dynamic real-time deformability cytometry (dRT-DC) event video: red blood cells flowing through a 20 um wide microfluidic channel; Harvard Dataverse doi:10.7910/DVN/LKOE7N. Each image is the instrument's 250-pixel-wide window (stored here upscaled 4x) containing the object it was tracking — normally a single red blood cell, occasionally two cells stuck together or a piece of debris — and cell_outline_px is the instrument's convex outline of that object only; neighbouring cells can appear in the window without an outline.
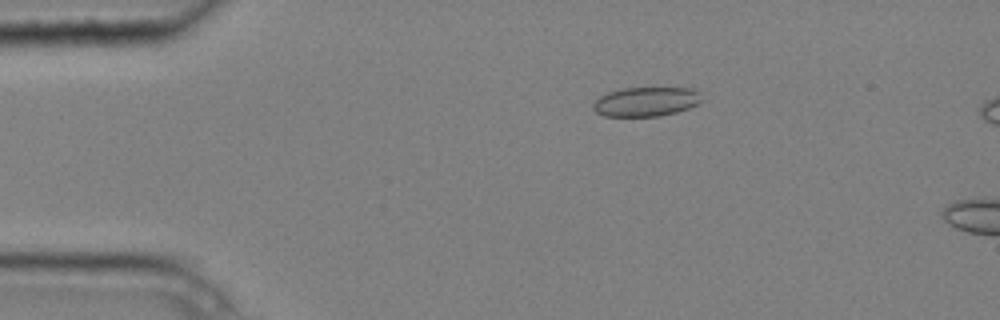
{"species": "common noctule bat (a hibernating species)", "species_latin": "Nyctalus noctula", "temperature_condition": "cold", "stored_images_in_passage": 5, "camera_frame_rate_fps": 3000, "um_per_image_px": 0.085, "animal": {"sex": "male", "body_mass_g": 20.4}, "frame": {"image": 1, "passage_image": 3, "time_ms": 0.667, "image_size_px": [1000, 320], "cell_outline_px": [[704, 100], [688, 108], [676, 112], [660, 116], [604, 116], [596, 112], [592, 108], [592, 104], [600, 96], [608, 92], [624, 88], [692, 88], [700, 92]], "centroid_in_image_um": [54.92, 8.64], "position_along_channel_um": 30.1, "area_um2": 18.61}}